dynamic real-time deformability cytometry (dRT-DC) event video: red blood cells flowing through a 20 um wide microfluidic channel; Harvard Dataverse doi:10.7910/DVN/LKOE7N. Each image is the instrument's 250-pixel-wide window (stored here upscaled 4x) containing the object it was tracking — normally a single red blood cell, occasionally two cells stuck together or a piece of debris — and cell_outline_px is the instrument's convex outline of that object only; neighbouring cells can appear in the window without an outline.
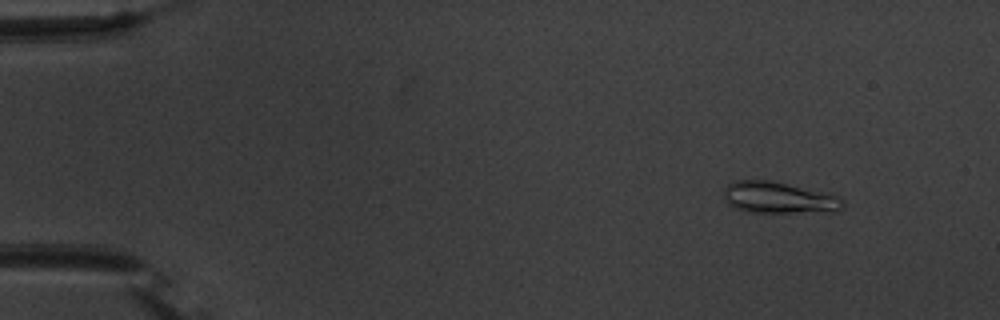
{"species": "common noctule bat (a hibernating species)", "species_latin": "Nyctalus noctula", "temperature_condition": "warm", "stored_images_in_passage": 52, "camera_frame_rate_fps": 3000, "um_per_image_px": 0.085, "animal": {"sex": "male", "body_mass_g": 20.1, "forearm_length_mm": 53.5}, "frame": {"image": 1, "passage_image": 3, "time_ms": 0.667, "image_size_px": [1000, 320], "cell_outline_px": [[844, 204], [836, 212], [748, 212], [736, 208], [728, 204], [724, 200], [724, 188], [732, 180], [772, 180], [828, 192], [840, 196]], "centroid_in_image_um": [66.21, 16.79], "position_along_channel_um": 18.8, "area_um2": 22.25}}
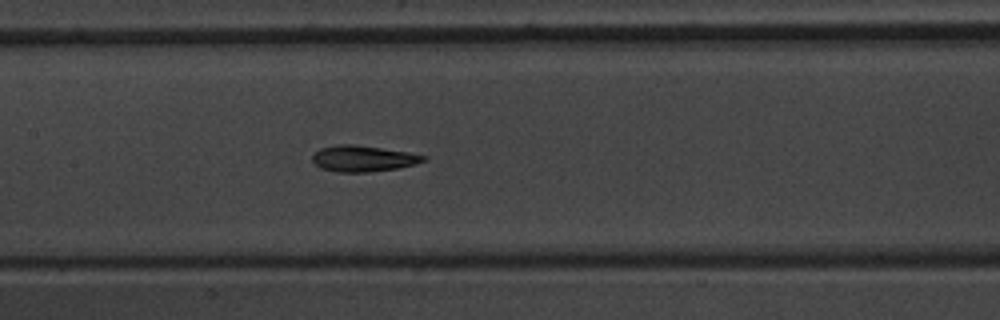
{"frame": {"image": 2, "passage_image": 24, "time_ms": 7.667, "image_size_px": [1000, 320], "cell_outline_px": [[428, 160], [416, 164], [400, 168], [368, 172], [340, 172], [320, 168], [312, 160], [312, 156], [320, 148], [336, 144], [352, 144], [408, 152], [428, 156]], "centroid_in_image_um": [30.9, 13.48], "position_along_channel_um": 176.5, "area_um2": 16.94}}
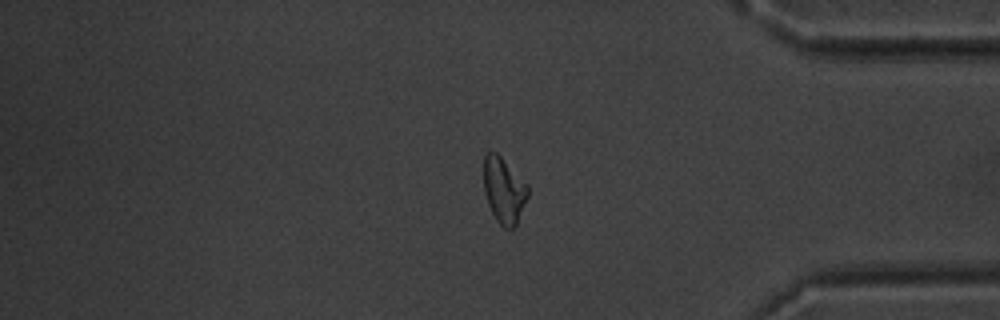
{"frame": {"image": 3, "passage_image": 43, "time_ms": 14.0, "image_size_px": [1000, 320], "cell_outline_px": [[528, 196], [516, 224], [512, 228], [504, 228], [496, 220], [488, 204], [484, 192], [484, 156], [488, 152], [496, 152], [528, 184]], "centroid_in_image_um": [42.83, 16.17], "position_along_channel_um": 392.4, "area_um2": 16.76}, "authors_computed_cell_mechanics": {"area_um2": 17.051, "velocity_mm_per_s": 3.7318, "shape_relaxation_time_tau1_ms": 8.1538, "shape_relaxation_time_tau2_ms": 2.8353, "deformation_change_tau1": 0.2332, "deformation_change_tau2": 0.1046}}